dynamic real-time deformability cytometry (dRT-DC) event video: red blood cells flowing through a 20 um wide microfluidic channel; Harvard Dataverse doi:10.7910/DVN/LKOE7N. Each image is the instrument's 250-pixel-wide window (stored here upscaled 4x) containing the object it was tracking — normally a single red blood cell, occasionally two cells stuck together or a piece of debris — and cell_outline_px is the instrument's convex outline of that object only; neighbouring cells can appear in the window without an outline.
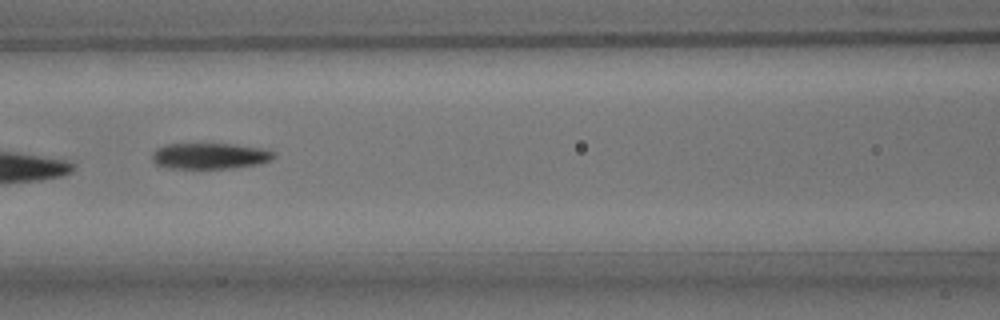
{"species": "common noctule bat (a hibernating species)", "species_latin": "Nyctalus noctula", "temperature_condition": "room temperature", "stored_images_in_passage": 7, "camera_frame_rate_fps": 3000, "um_per_image_px": 0.085, "animal": {"sex": "male", "body_mass_g": 15.6}, "frame": {"image": 1, "passage_image": 6, "time_ms": 5.667, "image_size_px": [1000, 320], "cell_outline_px": [[276, 156], [272, 160], [260, 164], [228, 168], [168, 168], [156, 164], [152, 160], [152, 152], [156, 148], [164, 144], [232, 144], [260, 148], [276, 152]], "centroid_in_image_um": [17.83, 13.25], "position_along_channel_um": 148.8, "area_um2": 18.5}}
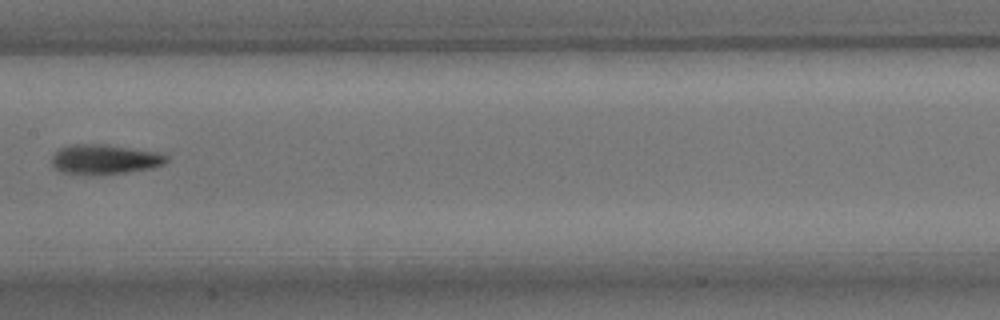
{"frame": {"image": 2, "passage_image": 7, "time_ms": 7.0, "image_size_px": [1000, 320], "cell_outline_px": [[168, 160], [164, 164], [152, 168], [128, 172], [64, 172], [56, 168], [52, 164], [52, 156], [60, 148], [72, 144], [108, 144], [156, 152], [168, 156]], "centroid_in_image_um": [8.94, 13.49], "position_along_channel_um": 198.5, "area_um2": 19.13}}